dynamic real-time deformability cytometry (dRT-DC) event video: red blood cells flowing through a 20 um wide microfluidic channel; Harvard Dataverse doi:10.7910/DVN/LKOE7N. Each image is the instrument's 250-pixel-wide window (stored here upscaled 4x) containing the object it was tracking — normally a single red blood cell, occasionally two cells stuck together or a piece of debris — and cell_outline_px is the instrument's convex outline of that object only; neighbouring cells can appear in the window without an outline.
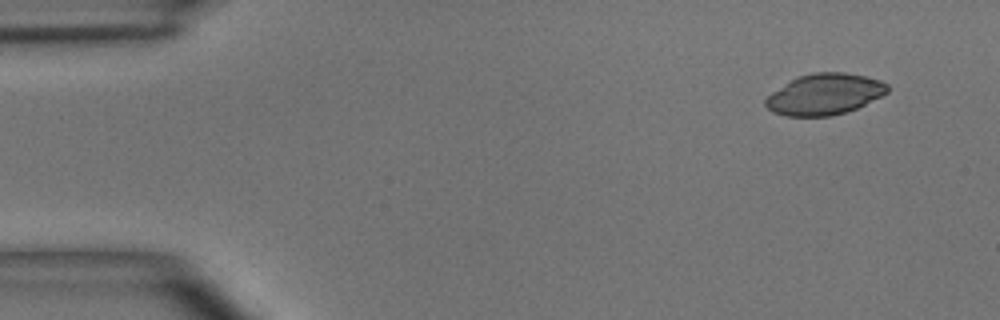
{"species": "common noctule bat (a hibernating species)", "species_latin": "Nyctalus noctula", "temperature_condition": "room temperature", "stored_images_in_passage": 4, "camera_frame_rate_fps": 3000, "um_per_image_px": 0.085, "animal": {"sex": "male", "body_mass_g": 15.6}, "frame": {"image": 1, "passage_image": 1, "time_ms": 0.0, "image_size_px": [1000, 320], "cell_outline_px": [[888, 92], [856, 108], [832, 116], [784, 116], [772, 112], [764, 104], [764, 100], [772, 92], [796, 76], [812, 72], [844, 72], [864, 76], [880, 80], [888, 84]], "centroid_in_image_um": [70.05, 8.0], "position_along_channel_um": 15.0, "area_um2": 29.13}}
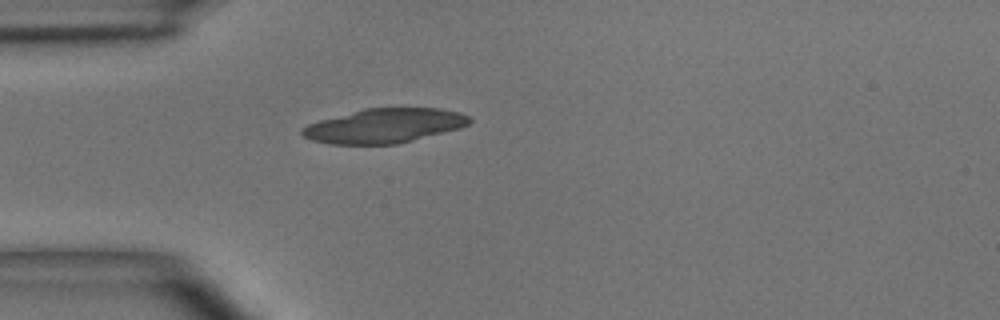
{"frame": {"image": 2, "passage_image": 4, "time_ms": 3.333, "image_size_px": [1000, 320], "cell_outline_px": [[472, 120], [468, 124], [460, 128], [396, 144], [328, 144], [312, 140], [304, 136], [300, 132], [300, 128], [308, 124], [320, 120], [364, 108], [440, 108], [460, 112], [468, 116]], "centroid_in_image_um": [32.65, 10.68], "position_along_channel_um": 52.3, "area_um2": 33.41}}